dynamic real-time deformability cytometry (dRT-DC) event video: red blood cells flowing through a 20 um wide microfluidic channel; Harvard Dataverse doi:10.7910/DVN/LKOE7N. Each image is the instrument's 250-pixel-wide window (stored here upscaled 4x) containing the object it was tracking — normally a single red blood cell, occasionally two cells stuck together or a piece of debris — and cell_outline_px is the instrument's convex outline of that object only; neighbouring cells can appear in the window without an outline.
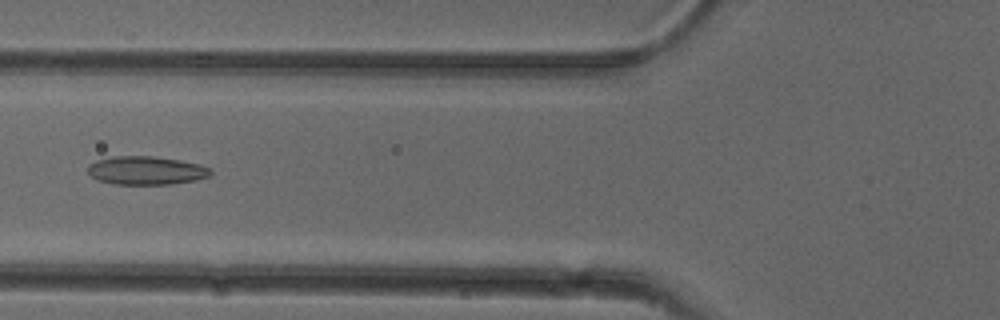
{"species": "common noctule bat (a hibernating species)", "species_latin": "Nyctalus noctula", "temperature_condition": "cold", "stored_images_in_passage": 48, "camera_frame_rate_fps": 3000, "um_per_image_px": 0.085, "animal": {"sex": "female"}, "frame": {"image": 1, "passage_image": 16, "time_ms": 5.0, "image_size_px": [1000, 320], "cell_outline_px": [[212, 172], [208, 176], [196, 180], [172, 184], [112, 184], [96, 180], [88, 172], [88, 164], [96, 160], [112, 156], [152, 156], [180, 160], [200, 164], [212, 168]], "centroid_in_image_um": [12.41, 14.49], "position_along_channel_um": 113.4, "area_um2": 20.52}}
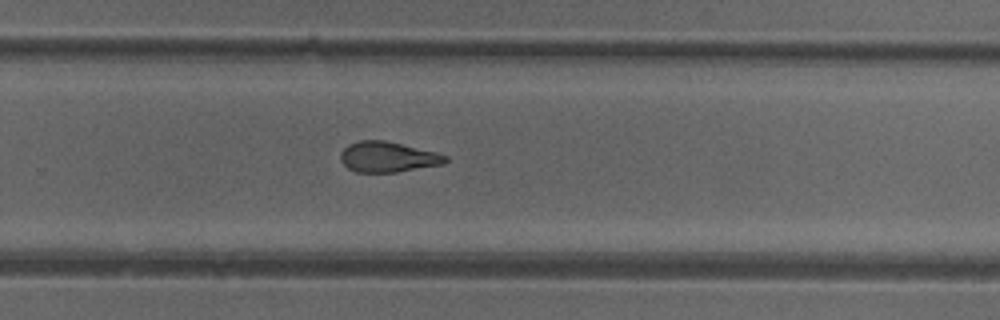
{"frame": {"image": 2, "passage_image": 30, "time_ms": 9.667, "image_size_px": [1000, 320], "cell_outline_px": [[448, 160], [444, 164], [396, 172], [356, 172], [348, 168], [340, 160], [340, 152], [348, 144], [360, 140], [384, 140], [436, 152], [448, 156]], "centroid_in_image_um": [32.95, 13.34], "position_along_channel_um": 296.8, "area_um2": 18.61}}
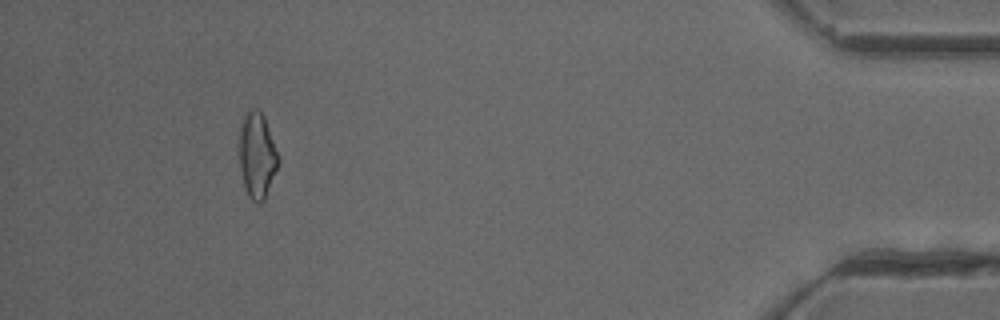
{"frame": {"image": 3, "passage_image": 44, "time_ms": 14.333, "image_size_px": [1000, 320], "cell_outline_px": [[280, 160], [264, 200], [260, 204], [252, 200], [248, 196], [244, 188], [240, 168], [240, 128], [244, 116], [252, 108], [260, 108], [264, 116], [280, 156]], "centroid_in_image_um": [21.87, 13.2], "position_along_channel_um": 413.3, "area_um2": 19.54}, "authors_computed_cell_mechanics": {"area_um2": 19.2185, "velocity_mm_per_s": 3.9414, "shape_relaxation_time_tau1_ms": null, "shape_relaxation_time_tau2_ms": 2.8341, "deformation_change_tau1": null, "deformation_change_tau2": 0.1169}}